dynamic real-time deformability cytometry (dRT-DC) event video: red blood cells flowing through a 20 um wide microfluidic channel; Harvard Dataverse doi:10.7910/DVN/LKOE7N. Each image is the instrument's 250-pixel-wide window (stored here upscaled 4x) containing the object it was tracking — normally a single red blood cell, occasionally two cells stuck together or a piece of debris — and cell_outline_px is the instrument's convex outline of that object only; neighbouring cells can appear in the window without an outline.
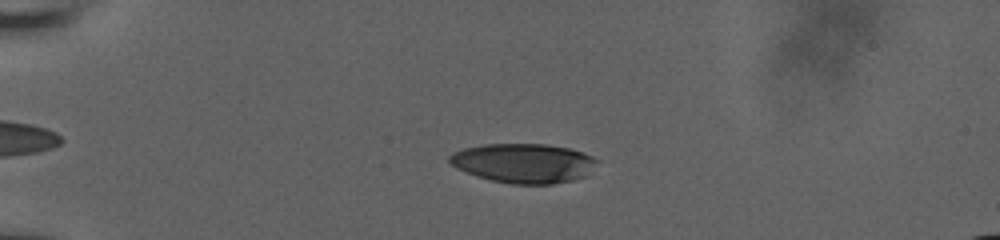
{"species": "human", "species_latin": "Homo sapiens", "temperature_condition": "room temperature", "stored_images_in_passage": 52, "camera_frame_rate_fps": 3000, "um_per_image_px": 0.085, "donor": {"sex": "male"}, "frame": {"image": 1, "passage_image": 11, "time_ms": 3.333, "image_size_px": [1000, 240], "cell_outline_px": [[600, 160], [588, 176], [572, 180], [552, 184], [512, 184], [492, 180], [476, 176], [456, 168], [448, 160], [448, 156], [452, 152], [464, 148], [484, 144], [548, 144], [572, 148], [584, 152]], "centroid_in_image_um": [44.55, 13.86], "position_along_channel_um": 40.4, "area_um2": 34.33}}
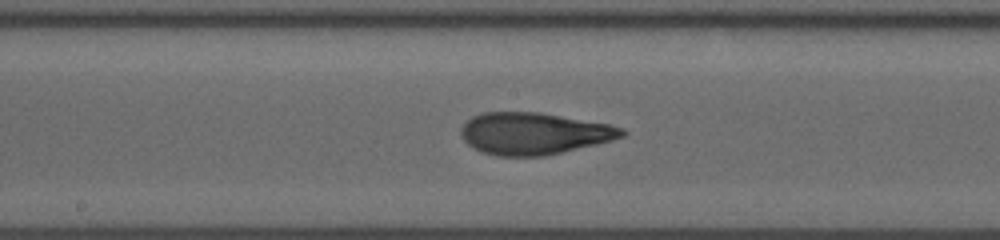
{"frame": {"image": 2, "passage_image": 28, "time_ms": 9.0, "image_size_px": [1000, 240], "cell_outline_px": [[628, 132], [624, 136], [612, 140], [596, 144], [544, 156], [496, 156], [472, 148], [460, 136], [460, 128], [472, 116], [480, 112], [540, 112], [608, 124], [624, 128]], "centroid_in_image_um": [45.36, 11.34], "position_along_channel_um": 202.8, "area_um2": 39.36}}
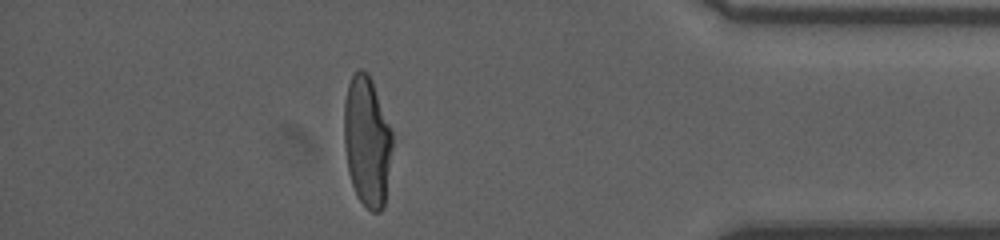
{"frame": {"image": 3, "passage_image": 46, "time_ms": 15.0, "image_size_px": [1000, 240], "cell_outline_px": [[392, 148], [384, 208], [380, 212], [372, 212], [356, 196], [348, 172], [344, 144], [344, 100], [348, 84], [352, 76], [360, 68], [364, 68], [368, 72], [372, 80], [392, 132]], "centroid_in_image_um": [31.19, 12.01], "position_along_channel_um": 404.0, "area_um2": 36.76}, "authors_computed_cell_mechanics": {"area_um2": 37.8879, "velocity_mm_per_s": 3.858, "shape_relaxation_time_tau1_ms": 5.765, "shape_relaxation_time_tau2_ms": 1.3711, "deformation_change_tau1": 0.2323, "deformation_change_tau2": 0.0966}}